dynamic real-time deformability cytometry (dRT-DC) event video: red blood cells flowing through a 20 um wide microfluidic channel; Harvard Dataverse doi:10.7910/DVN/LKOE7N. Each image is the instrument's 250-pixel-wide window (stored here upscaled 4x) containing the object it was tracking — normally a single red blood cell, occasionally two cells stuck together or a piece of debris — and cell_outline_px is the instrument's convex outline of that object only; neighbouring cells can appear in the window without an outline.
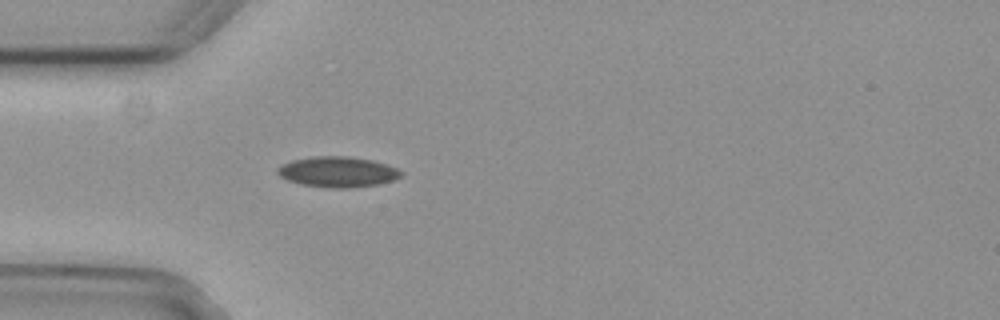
{"species": "common noctule bat (a hibernating species)", "species_latin": "Nyctalus noctula", "temperature_condition": "cold", "stored_images_in_passage": 1, "camera_frame_rate_fps": 3000, "um_per_image_px": 0.085, "animal": {"sex": "female", "body_mass_g": 29.2, "forearm_length_mm": 56.3}, "frame": {"image": 1, "passage_image": 1, "time_ms": 0.0, "image_size_px": [1000, 320], "cell_outline_px": [[404, 176], [380, 184], [348, 188], [328, 188], [300, 184], [288, 180], [280, 176], [276, 172], [276, 168], [292, 160], [312, 156], [348, 156], [372, 160], [396, 168], [404, 172]], "centroid_in_image_um": [28.71, 14.61], "position_along_channel_um": 56.3, "area_um2": 22.08}}